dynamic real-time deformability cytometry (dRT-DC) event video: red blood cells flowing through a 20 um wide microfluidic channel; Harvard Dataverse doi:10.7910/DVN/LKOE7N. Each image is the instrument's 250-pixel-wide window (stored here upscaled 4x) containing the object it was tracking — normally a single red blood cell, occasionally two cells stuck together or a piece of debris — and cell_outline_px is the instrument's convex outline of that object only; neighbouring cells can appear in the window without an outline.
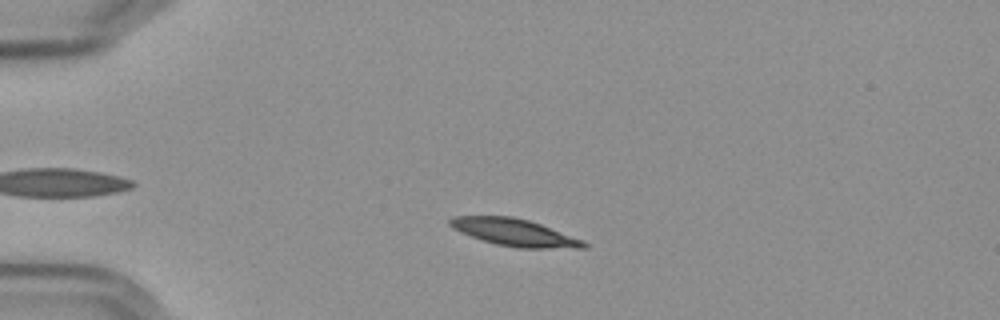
{"species": "Egyptian fruit bat (a non-hibernating species)", "species_latin": "Rousettus aegyptiacus", "temperature_condition": "cold", "stored_images_in_passage": 43, "camera_frame_rate_fps": 3000, "um_per_image_px": 0.085, "frame": {"image": 1, "passage_image": 10, "time_ms": 3.0, "image_size_px": [1000, 320], "cell_outline_px": [[588, 248], [516, 248], [496, 244], [480, 240], [460, 232], [452, 228], [448, 224], [448, 220], [452, 216], [512, 216], [528, 220], [540, 224], [584, 240], [588, 244]], "centroid_in_image_um": [43.71, 19.76], "position_along_channel_um": 41.3, "area_um2": 21.33}}
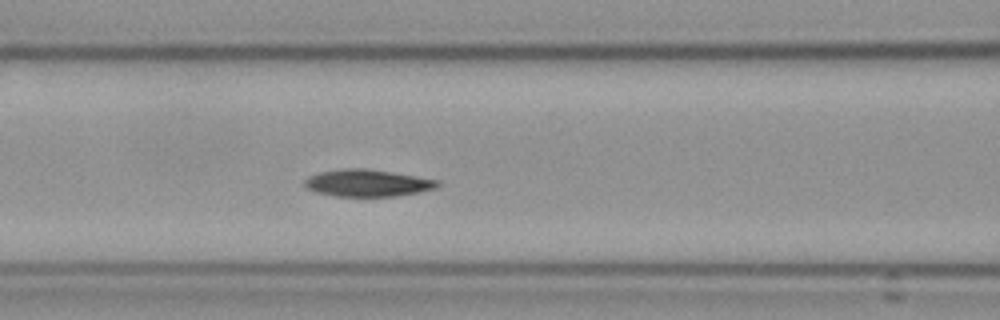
{"frame": {"image": 2, "passage_image": 21, "time_ms": 6.667, "image_size_px": [1000, 320], "cell_outline_px": [[440, 188], [420, 192], [396, 196], [336, 196], [316, 192], [308, 188], [304, 184], [304, 180], [308, 176], [320, 172], [344, 168], [364, 168], [416, 176], [440, 180]], "centroid_in_image_um": [31.28, 15.56], "position_along_channel_um": 135.3, "area_um2": 20.98}}
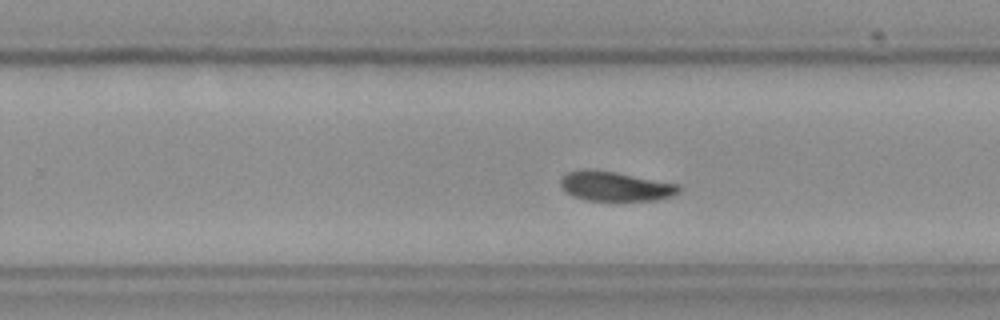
{"frame": {"image": 3, "passage_image": 33, "time_ms": 10.667, "image_size_px": [1000, 320], "cell_outline_px": [[680, 192], [672, 196], [656, 200], [584, 200], [572, 196], [564, 192], [560, 184], [560, 180], [568, 172], [584, 168], [612, 172], [676, 184], [680, 188]], "centroid_in_image_um": [52.23, 15.84], "position_along_channel_um": 277.6, "area_um2": 20.06}, "authors_computed_cell_mechanics": {"area_um2": 21.1548, "velocity_mm_per_s": 3.5593, "shape_relaxation_time_tau1_ms": 3.6121, "shape_relaxation_time_tau2_ms": null, "deformation_change_tau1": 0.105, "deformation_change_tau2": null}}